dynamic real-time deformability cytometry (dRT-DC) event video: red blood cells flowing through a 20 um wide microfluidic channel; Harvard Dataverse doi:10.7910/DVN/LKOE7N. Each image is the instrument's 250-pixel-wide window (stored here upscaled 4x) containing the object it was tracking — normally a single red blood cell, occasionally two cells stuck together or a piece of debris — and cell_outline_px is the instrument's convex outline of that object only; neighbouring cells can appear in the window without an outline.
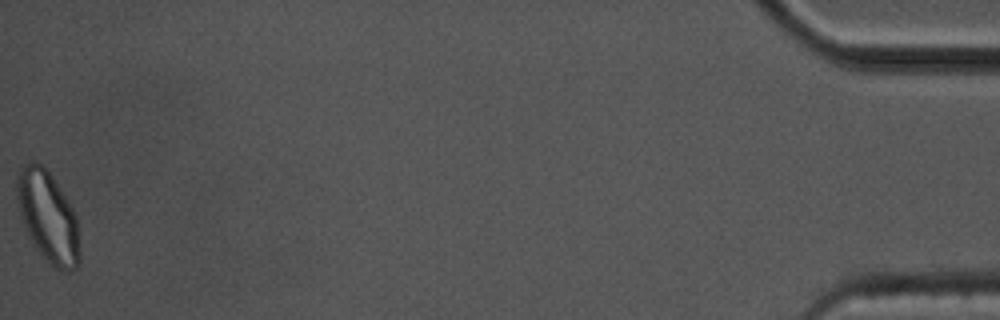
{"species": "common noctule bat (a hibernating species)", "species_latin": "Nyctalus noctula", "temperature_condition": "cold", "stored_images_in_passage": 46, "camera_frame_rate_fps": 3000, "um_per_image_px": 0.085, "animal": {"sex": "male", "body_mass_g": 17.5, "forearm_length_mm": 52.3}, "frame": {"image": 1, "passage_image": 46, "time_ms": 15.0, "image_size_px": [1000, 320], "cell_outline_px": [[80, 264], [72, 272], [68, 272], [56, 268], [36, 248], [28, 236], [24, 228], [20, 216], [16, 196], [16, 176], [20, 164], [28, 160], [36, 160], [52, 176], [72, 208], [76, 216], [80, 248]], "centroid_in_image_um": [4.05, 18.39], "position_along_channel_um": 431.2, "area_um2": 33.58}, "authors_computed_cell_mechanics": {"area_um2": 20.5479, "velocity_mm_per_s": 3.3717, "shape_relaxation_time_tau1_ms": null, "shape_relaxation_time_tau2_ms": 1.7892, "deformation_change_tau1": null, "deformation_change_tau2": 0.0516}}